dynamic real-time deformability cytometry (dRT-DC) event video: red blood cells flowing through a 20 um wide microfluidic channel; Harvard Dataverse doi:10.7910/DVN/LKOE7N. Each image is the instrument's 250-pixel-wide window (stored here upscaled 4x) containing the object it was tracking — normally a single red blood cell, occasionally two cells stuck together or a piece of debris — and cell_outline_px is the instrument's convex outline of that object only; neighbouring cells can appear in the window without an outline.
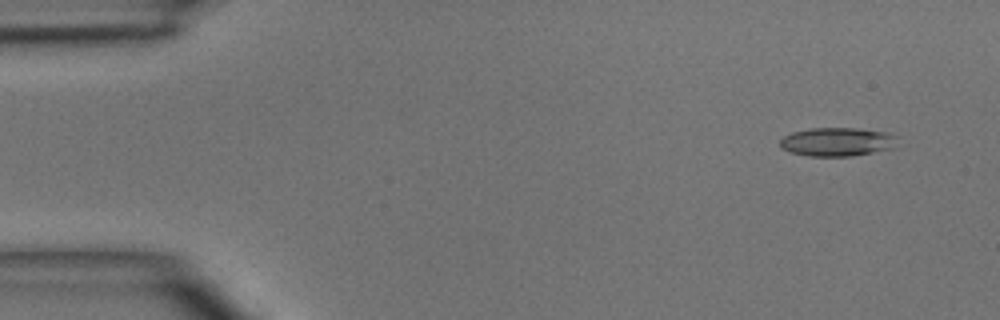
{"species": "common noctule bat (a hibernating species)", "species_latin": "Nyctalus noctula", "temperature_condition": "room temperature", "stored_images_in_passage": 4, "camera_frame_rate_fps": 3000, "um_per_image_px": 0.085, "animal": {"sex": "male", "body_mass_g": 15.6}, "frame": {"image": 1, "passage_image": 1, "time_ms": 0.0, "image_size_px": [1000, 320], "cell_outline_px": [[900, 136], [896, 148], [852, 156], [808, 156], [792, 152], [780, 148], [780, 140], [784, 136], [792, 132], [812, 128], [856, 128], [888, 132]], "centroid_in_image_um": [71.24, 12.05], "position_along_channel_um": 13.8, "area_um2": 19.94}}
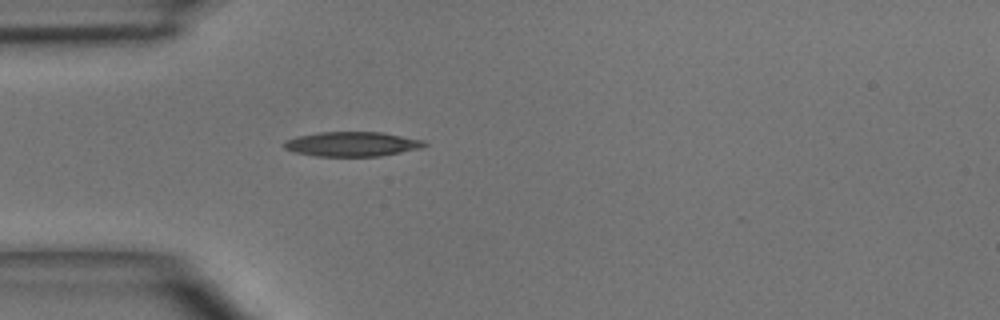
{"frame": {"image": 2, "passage_image": 4, "time_ms": 3.333, "image_size_px": [1000, 320], "cell_outline_px": [[428, 144], [420, 148], [380, 156], [316, 156], [296, 152], [284, 148], [284, 140], [296, 136], [320, 132], [384, 132], [424, 140]], "centroid_in_image_um": [29.93, 12.23], "position_along_channel_um": 55.1, "area_um2": 20.11}}